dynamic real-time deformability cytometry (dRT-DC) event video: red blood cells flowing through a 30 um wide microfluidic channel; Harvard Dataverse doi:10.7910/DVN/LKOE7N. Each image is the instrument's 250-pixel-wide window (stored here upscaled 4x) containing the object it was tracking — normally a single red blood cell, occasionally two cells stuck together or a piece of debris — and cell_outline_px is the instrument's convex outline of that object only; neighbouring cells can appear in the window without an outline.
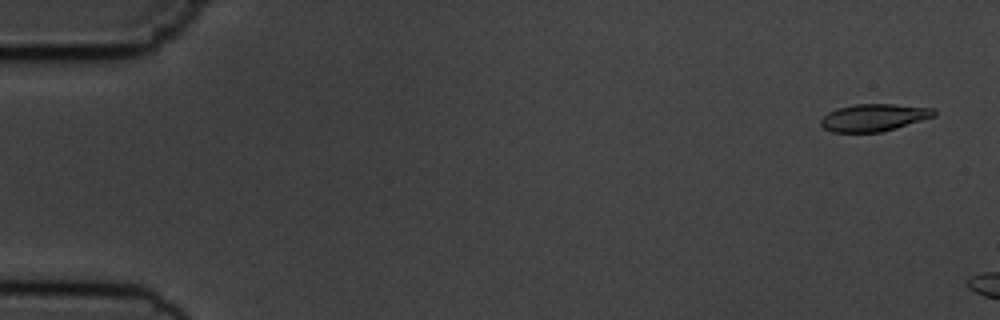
{"species": "common noctule bat (a hibernating species)", "species_latin": "Nyctalus noctula", "temperature_condition": "cold", "stored_images_in_passage": 4, "camera_frame_rate_fps": 3000, "um_per_image_px": 0.085, "animal": {"sex": "male", "body_mass_g": 19.5, "forearm_length_mm": 54.6}, "frame": {"image": 1, "passage_image": 1, "time_ms": 0.0, "image_size_px": [1000, 320], "cell_outline_px": [[936, 116], [896, 128], [880, 132], [832, 132], [824, 128], [820, 124], [820, 120], [828, 112], [836, 108], [852, 104], [892, 104], [932, 108], [936, 112]], "centroid_in_image_um": [74.26, 9.99], "position_along_channel_um": 10.7, "area_um2": 18.03}}